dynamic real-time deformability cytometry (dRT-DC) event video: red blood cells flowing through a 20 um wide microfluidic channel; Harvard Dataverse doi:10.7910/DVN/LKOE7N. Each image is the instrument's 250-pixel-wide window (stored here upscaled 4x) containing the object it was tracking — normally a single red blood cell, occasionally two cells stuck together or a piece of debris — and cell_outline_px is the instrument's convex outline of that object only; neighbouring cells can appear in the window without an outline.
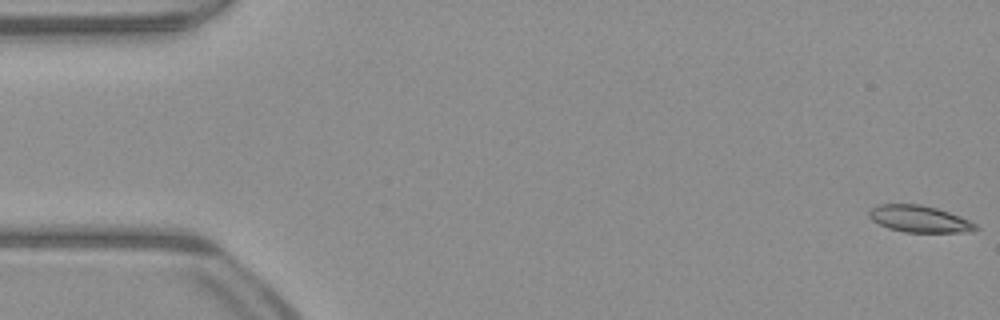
{"species": "common noctule bat (a hibernating species)", "species_latin": "Nyctalus noctula", "temperature_condition": "warm", "stored_images_in_passage": 6, "camera_frame_rate_fps": 3000, "um_per_image_px": 0.085, "animal": {"sex": "male", "body_mass_g": 23.1, "forearm_length_mm": 52.7}, "frame": {"image": 1, "passage_image": 1, "time_ms": 0.0, "image_size_px": [1000, 320], "cell_outline_px": [[980, 228], [972, 232], [904, 232], [888, 228], [872, 220], [868, 216], [868, 212], [872, 208], [880, 204], [920, 204], [936, 208], [960, 216], [976, 224]], "centroid_in_image_um": [78.16, 18.61], "position_along_channel_um": 6.8, "area_um2": 16.59}}